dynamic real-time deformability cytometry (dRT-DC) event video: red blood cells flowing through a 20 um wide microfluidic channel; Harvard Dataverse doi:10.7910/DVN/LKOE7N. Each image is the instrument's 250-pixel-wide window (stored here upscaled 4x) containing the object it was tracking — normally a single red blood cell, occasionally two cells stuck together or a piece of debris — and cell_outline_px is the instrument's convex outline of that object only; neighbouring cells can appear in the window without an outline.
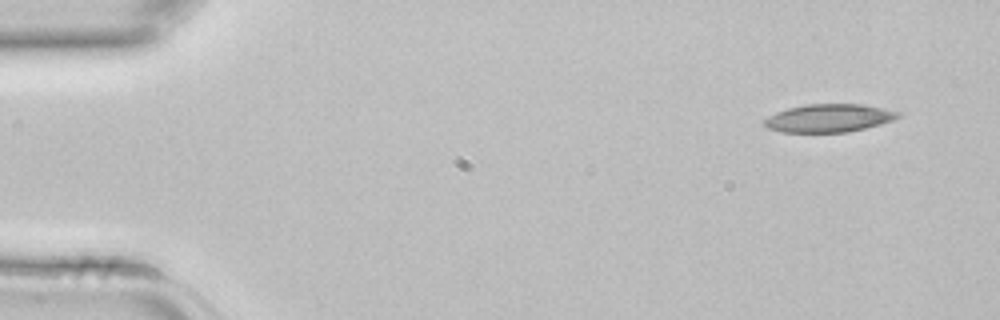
{"species": "common noctule bat (a hibernating species)", "species_latin": "Nyctalus noctula", "temperature_condition": "room temperature", "stored_images_in_passage": 4, "camera_frame_rate_fps": 3000, "um_per_image_px": 0.085, "animal": {"sex": "female", "body_mass_g": 22.7, "forearm_length_mm": 54.2}, "frame": {"image": 1, "passage_image": 1, "time_ms": 0.0, "image_size_px": [1000, 320], "cell_outline_px": [[900, 116], [892, 120], [880, 124], [848, 132], [780, 132], [768, 128], [764, 124], [764, 120], [768, 116], [776, 112], [788, 108], [804, 104], [864, 104], [884, 108], [900, 112]], "centroid_in_image_um": [70.45, 10.03], "position_along_channel_um": 14.6, "area_um2": 21.85}}
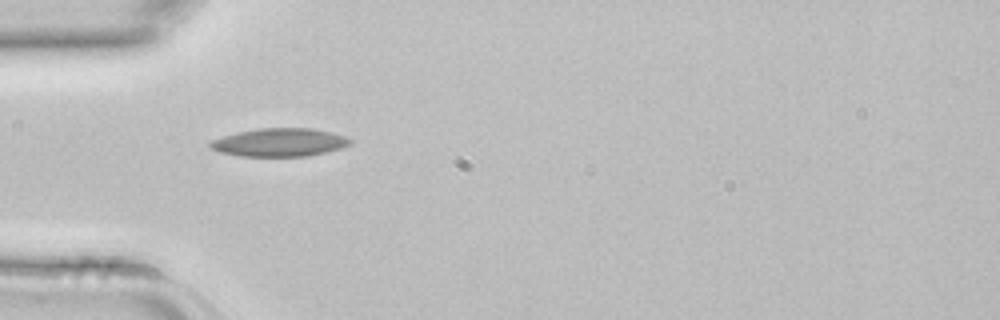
{"frame": {"image": 2, "passage_image": 4, "time_ms": 1.0, "image_size_px": [1000, 320], "cell_outline_px": [[352, 144], [328, 152], [308, 156], [240, 156], [220, 152], [208, 148], [208, 144], [212, 140], [236, 132], [260, 128], [312, 128], [332, 132], [344, 136], [352, 140]], "centroid_in_image_um": [23.76, 12.1], "position_along_channel_um": 61.2, "area_um2": 23.12}}